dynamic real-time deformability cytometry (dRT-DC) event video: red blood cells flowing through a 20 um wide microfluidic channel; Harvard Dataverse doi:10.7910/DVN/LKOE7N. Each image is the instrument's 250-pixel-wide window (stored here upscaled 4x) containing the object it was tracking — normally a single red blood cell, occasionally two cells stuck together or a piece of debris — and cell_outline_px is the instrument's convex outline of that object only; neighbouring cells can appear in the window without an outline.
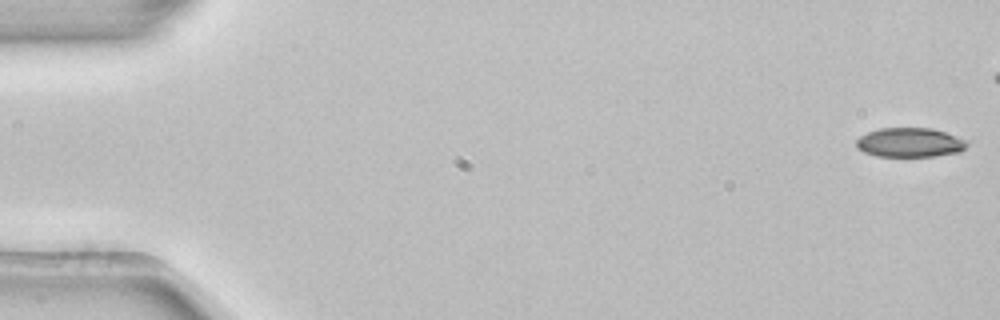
{"species": "common noctule bat (a hibernating species)", "species_latin": "Nyctalus noctula", "temperature_condition": "room temperature", "stored_images_in_passage": 5, "segment_of_instrument_passage": [2, 2], "camera_frame_rate_fps": 3000, "um_per_image_px": 0.085, "animal": {"sex": "female", "body_mass_g": 22.7, "forearm_length_mm": 54.2}, "frame": {"image": 1, "passage_image": 5, "time_ms": 1.333, "image_size_px": [1000, 320], "cell_outline_px": [[968, 144], [960, 152], [936, 156], [876, 156], [864, 152], [856, 148], [856, 140], [860, 136], [868, 132], [880, 128], [932, 128], [968, 140]], "centroid_in_image_um": [77.33, 12.11], "position_along_channel_um": 7.7, "area_um2": 18.96}}